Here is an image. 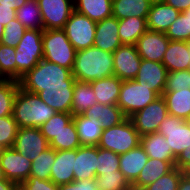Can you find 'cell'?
<instances>
[{
    "label": "cell",
    "mask_w": 190,
    "mask_h": 190,
    "mask_svg": "<svg viewBox=\"0 0 190 190\" xmlns=\"http://www.w3.org/2000/svg\"><path fill=\"white\" fill-rule=\"evenodd\" d=\"M180 13V11L166 4L163 0H154L146 20L147 29L165 33Z\"/></svg>",
    "instance_id": "obj_20"
},
{
    "label": "cell",
    "mask_w": 190,
    "mask_h": 190,
    "mask_svg": "<svg viewBox=\"0 0 190 190\" xmlns=\"http://www.w3.org/2000/svg\"><path fill=\"white\" fill-rule=\"evenodd\" d=\"M43 59L72 71L76 50L63 29L43 30Z\"/></svg>",
    "instance_id": "obj_4"
},
{
    "label": "cell",
    "mask_w": 190,
    "mask_h": 190,
    "mask_svg": "<svg viewBox=\"0 0 190 190\" xmlns=\"http://www.w3.org/2000/svg\"><path fill=\"white\" fill-rule=\"evenodd\" d=\"M57 111L48 106L37 94L19 86L13 105V118L19 128L40 127Z\"/></svg>",
    "instance_id": "obj_2"
},
{
    "label": "cell",
    "mask_w": 190,
    "mask_h": 190,
    "mask_svg": "<svg viewBox=\"0 0 190 190\" xmlns=\"http://www.w3.org/2000/svg\"><path fill=\"white\" fill-rule=\"evenodd\" d=\"M72 75L75 80L83 82L113 76V53L95 46L76 51Z\"/></svg>",
    "instance_id": "obj_1"
},
{
    "label": "cell",
    "mask_w": 190,
    "mask_h": 190,
    "mask_svg": "<svg viewBox=\"0 0 190 190\" xmlns=\"http://www.w3.org/2000/svg\"><path fill=\"white\" fill-rule=\"evenodd\" d=\"M97 103L90 82L75 80L71 113L73 116L82 115Z\"/></svg>",
    "instance_id": "obj_32"
},
{
    "label": "cell",
    "mask_w": 190,
    "mask_h": 190,
    "mask_svg": "<svg viewBox=\"0 0 190 190\" xmlns=\"http://www.w3.org/2000/svg\"><path fill=\"white\" fill-rule=\"evenodd\" d=\"M120 155L98 147V158H97V171L96 176L104 173H116L120 170Z\"/></svg>",
    "instance_id": "obj_41"
},
{
    "label": "cell",
    "mask_w": 190,
    "mask_h": 190,
    "mask_svg": "<svg viewBox=\"0 0 190 190\" xmlns=\"http://www.w3.org/2000/svg\"><path fill=\"white\" fill-rule=\"evenodd\" d=\"M118 28L119 20L114 16L96 22L94 46L113 53L117 48L123 45L118 34Z\"/></svg>",
    "instance_id": "obj_18"
},
{
    "label": "cell",
    "mask_w": 190,
    "mask_h": 190,
    "mask_svg": "<svg viewBox=\"0 0 190 190\" xmlns=\"http://www.w3.org/2000/svg\"><path fill=\"white\" fill-rule=\"evenodd\" d=\"M97 158V146L81 145L77 149L76 158H74V181L95 179L97 171Z\"/></svg>",
    "instance_id": "obj_19"
},
{
    "label": "cell",
    "mask_w": 190,
    "mask_h": 190,
    "mask_svg": "<svg viewBox=\"0 0 190 190\" xmlns=\"http://www.w3.org/2000/svg\"><path fill=\"white\" fill-rule=\"evenodd\" d=\"M165 35L172 41H190V23L188 16L181 12L167 29Z\"/></svg>",
    "instance_id": "obj_42"
},
{
    "label": "cell",
    "mask_w": 190,
    "mask_h": 190,
    "mask_svg": "<svg viewBox=\"0 0 190 190\" xmlns=\"http://www.w3.org/2000/svg\"><path fill=\"white\" fill-rule=\"evenodd\" d=\"M17 184L16 182L5 179L0 181V190H15Z\"/></svg>",
    "instance_id": "obj_54"
},
{
    "label": "cell",
    "mask_w": 190,
    "mask_h": 190,
    "mask_svg": "<svg viewBox=\"0 0 190 190\" xmlns=\"http://www.w3.org/2000/svg\"><path fill=\"white\" fill-rule=\"evenodd\" d=\"M81 146L74 120L66 124L56 137L49 143L55 151L74 150Z\"/></svg>",
    "instance_id": "obj_35"
},
{
    "label": "cell",
    "mask_w": 190,
    "mask_h": 190,
    "mask_svg": "<svg viewBox=\"0 0 190 190\" xmlns=\"http://www.w3.org/2000/svg\"><path fill=\"white\" fill-rule=\"evenodd\" d=\"M19 86L18 81L0 79V117L13 114L14 99Z\"/></svg>",
    "instance_id": "obj_36"
},
{
    "label": "cell",
    "mask_w": 190,
    "mask_h": 190,
    "mask_svg": "<svg viewBox=\"0 0 190 190\" xmlns=\"http://www.w3.org/2000/svg\"><path fill=\"white\" fill-rule=\"evenodd\" d=\"M183 13L188 16L189 23H190V8H188L186 11H183Z\"/></svg>",
    "instance_id": "obj_58"
},
{
    "label": "cell",
    "mask_w": 190,
    "mask_h": 190,
    "mask_svg": "<svg viewBox=\"0 0 190 190\" xmlns=\"http://www.w3.org/2000/svg\"><path fill=\"white\" fill-rule=\"evenodd\" d=\"M140 137L131 119L126 118L116 126L103 129L97 147L120 155L140 145Z\"/></svg>",
    "instance_id": "obj_5"
},
{
    "label": "cell",
    "mask_w": 190,
    "mask_h": 190,
    "mask_svg": "<svg viewBox=\"0 0 190 190\" xmlns=\"http://www.w3.org/2000/svg\"><path fill=\"white\" fill-rule=\"evenodd\" d=\"M157 97L159 95L155 91L139 84L134 79L125 80L121 84L117 105L123 111L124 115L129 118L135 112L145 108Z\"/></svg>",
    "instance_id": "obj_7"
},
{
    "label": "cell",
    "mask_w": 190,
    "mask_h": 190,
    "mask_svg": "<svg viewBox=\"0 0 190 190\" xmlns=\"http://www.w3.org/2000/svg\"><path fill=\"white\" fill-rule=\"evenodd\" d=\"M169 41L164 32L147 30L140 36L135 46L142 59L162 63Z\"/></svg>",
    "instance_id": "obj_15"
},
{
    "label": "cell",
    "mask_w": 190,
    "mask_h": 190,
    "mask_svg": "<svg viewBox=\"0 0 190 190\" xmlns=\"http://www.w3.org/2000/svg\"><path fill=\"white\" fill-rule=\"evenodd\" d=\"M77 149L56 151L55 163L51 167L50 180L60 186L74 181V158Z\"/></svg>",
    "instance_id": "obj_21"
},
{
    "label": "cell",
    "mask_w": 190,
    "mask_h": 190,
    "mask_svg": "<svg viewBox=\"0 0 190 190\" xmlns=\"http://www.w3.org/2000/svg\"><path fill=\"white\" fill-rule=\"evenodd\" d=\"M141 61L135 45H121L113 52L114 76L122 81L135 79Z\"/></svg>",
    "instance_id": "obj_13"
},
{
    "label": "cell",
    "mask_w": 190,
    "mask_h": 190,
    "mask_svg": "<svg viewBox=\"0 0 190 190\" xmlns=\"http://www.w3.org/2000/svg\"><path fill=\"white\" fill-rule=\"evenodd\" d=\"M16 19L24 25L26 29L44 30L37 0H27L26 3L17 9Z\"/></svg>",
    "instance_id": "obj_34"
},
{
    "label": "cell",
    "mask_w": 190,
    "mask_h": 190,
    "mask_svg": "<svg viewBox=\"0 0 190 190\" xmlns=\"http://www.w3.org/2000/svg\"><path fill=\"white\" fill-rule=\"evenodd\" d=\"M157 132L165 137L175 158L190 146V129L181 118L168 115L160 123Z\"/></svg>",
    "instance_id": "obj_10"
},
{
    "label": "cell",
    "mask_w": 190,
    "mask_h": 190,
    "mask_svg": "<svg viewBox=\"0 0 190 190\" xmlns=\"http://www.w3.org/2000/svg\"><path fill=\"white\" fill-rule=\"evenodd\" d=\"M3 180H5V176H4L2 167H1V165H0V181H3Z\"/></svg>",
    "instance_id": "obj_56"
},
{
    "label": "cell",
    "mask_w": 190,
    "mask_h": 190,
    "mask_svg": "<svg viewBox=\"0 0 190 190\" xmlns=\"http://www.w3.org/2000/svg\"><path fill=\"white\" fill-rule=\"evenodd\" d=\"M22 184L28 190H59V186L51 180H41L36 177H29Z\"/></svg>",
    "instance_id": "obj_47"
},
{
    "label": "cell",
    "mask_w": 190,
    "mask_h": 190,
    "mask_svg": "<svg viewBox=\"0 0 190 190\" xmlns=\"http://www.w3.org/2000/svg\"><path fill=\"white\" fill-rule=\"evenodd\" d=\"M190 88V70L168 72L164 91H180Z\"/></svg>",
    "instance_id": "obj_46"
},
{
    "label": "cell",
    "mask_w": 190,
    "mask_h": 190,
    "mask_svg": "<svg viewBox=\"0 0 190 190\" xmlns=\"http://www.w3.org/2000/svg\"><path fill=\"white\" fill-rule=\"evenodd\" d=\"M6 147L0 143V155L5 151Z\"/></svg>",
    "instance_id": "obj_60"
},
{
    "label": "cell",
    "mask_w": 190,
    "mask_h": 190,
    "mask_svg": "<svg viewBox=\"0 0 190 190\" xmlns=\"http://www.w3.org/2000/svg\"><path fill=\"white\" fill-rule=\"evenodd\" d=\"M175 167L184 172H190V146L176 158Z\"/></svg>",
    "instance_id": "obj_49"
},
{
    "label": "cell",
    "mask_w": 190,
    "mask_h": 190,
    "mask_svg": "<svg viewBox=\"0 0 190 190\" xmlns=\"http://www.w3.org/2000/svg\"><path fill=\"white\" fill-rule=\"evenodd\" d=\"M43 30L26 29L16 47L17 81L43 59Z\"/></svg>",
    "instance_id": "obj_6"
},
{
    "label": "cell",
    "mask_w": 190,
    "mask_h": 190,
    "mask_svg": "<svg viewBox=\"0 0 190 190\" xmlns=\"http://www.w3.org/2000/svg\"><path fill=\"white\" fill-rule=\"evenodd\" d=\"M147 30L145 18L129 17L119 20L118 34L122 44L135 45Z\"/></svg>",
    "instance_id": "obj_33"
},
{
    "label": "cell",
    "mask_w": 190,
    "mask_h": 190,
    "mask_svg": "<svg viewBox=\"0 0 190 190\" xmlns=\"http://www.w3.org/2000/svg\"><path fill=\"white\" fill-rule=\"evenodd\" d=\"M97 103L105 105H117L122 80L117 76L91 81Z\"/></svg>",
    "instance_id": "obj_25"
},
{
    "label": "cell",
    "mask_w": 190,
    "mask_h": 190,
    "mask_svg": "<svg viewBox=\"0 0 190 190\" xmlns=\"http://www.w3.org/2000/svg\"><path fill=\"white\" fill-rule=\"evenodd\" d=\"M26 2L27 0H0V7H11L16 11Z\"/></svg>",
    "instance_id": "obj_52"
},
{
    "label": "cell",
    "mask_w": 190,
    "mask_h": 190,
    "mask_svg": "<svg viewBox=\"0 0 190 190\" xmlns=\"http://www.w3.org/2000/svg\"><path fill=\"white\" fill-rule=\"evenodd\" d=\"M59 190H98L95 179L78 180L68 184L60 185Z\"/></svg>",
    "instance_id": "obj_48"
},
{
    "label": "cell",
    "mask_w": 190,
    "mask_h": 190,
    "mask_svg": "<svg viewBox=\"0 0 190 190\" xmlns=\"http://www.w3.org/2000/svg\"><path fill=\"white\" fill-rule=\"evenodd\" d=\"M25 31V26L22 25L16 18L10 20V22L4 26L3 35L0 43L6 46L16 48Z\"/></svg>",
    "instance_id": "obj_44"
},
{
    "label": "cell",
    "mask_w": 190,
    "mask_h": 190,
    "mask_svg": "<svg viewBox=\"0 0 190 190\" xmlns=\"http://www.w3.org/2000/svg\"><path fill=\"white\" fill-rule=\"evenodd\" d=\"M98 190H133L132 185L119 171L116 173H104L96 176Z\"/></svg>",
    "instance_id": "obj_40"
},
{
    "label": "cell",
    "mask_w": 190,
    "mask_h": 190,
    "mask_svg": "<svg viewBox=\"0 0 190 190\" xmlns=\"http://www.w3.org/2000/svg\"><path fill=\"white\" fill-rule=\"evenodd\" d=\"M44 30L63 29L74 11V0H37Z\"/></svg>",
    "instance_id": "obj_11"
},
{
    "label": "cell",
    "mask_w": 190,
    "mask_h": 190,
    "mask_svg": "<svg viewBox=\"0 0 190 190\" xmlns=\"http://www.w3.org/2000/svg\"><path fill=\"white\" fill-rule=\"evenodd\" d=\"M162 64L168 72L190 70L188 42L170 40Z\"/></svg>",
    "instance_id": "obj_22"
},
{
    "label": "cell",
    "mask_w": 190,
    "mask_h": 190,
    "mask_svg": "<svg viewBox=\"0 0 190 190\" xmlns=\"http://www.w3.org/2000/svg\"><path fill=\"white\" fill-rule=\"evenodd\" d=\"M15 190H28L23 184H17Z\"/></svg>",
    "instance_id": "obj_55"
},
{
    "label": "cell",
    "mask_w": 190,
    "mask_h": 190,
    "mask_svg": "<svg viewBox=\"0 0 190 190\" xmlns=\"http://www.w3.org/2000/svg\"><path fill=\"white\" fill-rule=\"evenodd\" d=\"M12 148L32 162L49 148V142L39 127L19 128Z\"/></svg>",
    "instance_id": "obj_12"
},
{
    "label": "cell",
    "mask_w": 190,
    "mask_h": 190,
    "mask_svg": "<svg viewBox=\"0 0 190 190\" xmlns=\"http://www.w3.org/2000/svg\"><path fill=\"white\" fill-rule=\"evenodd\" d=\"M83 115L99 120L103 129L116 126L127 118L118 105L100 103L90 107Z\"/></svg>",
    "instance_id": "obj_29"
},
{
    "label": "cell",
    "mask_w": 190,
    "mask_h": 190,
    "mask_svg": "<svg viewBox=\"0 0 190 190\" xmlns=\"http://www.w3.org/2000/svg\"><path fill=\"white\" fill-rule=\"evenodd\" d=\"M5 179L22 184L30 177L32 162L14 148H6L0 155Z\"/></svg>",
    "instance_id": "obj_14"
},
{
    "label": "cell",
    "mask_w": 190,
    "mask_h": 190,
    "mask_svg": "<svg viewBox=\"0 0 190 190\" xmlns=\"http://www.w3.org/2000/svg\"><path fill=\"white\" fill-rule=\"evenodd\" d=\"M168 70L161 62L142 59L135 81L155 91L159 96L164 93Z\"/></svg>",
    "instance_id": "obj_16"
},
{
    "label": "cell",
    "mask_w": 190,
    "mask_h": 190,
    "mask_svg": "<svg viewBox=\"0 0 190 190\" xmlns=\"http://www.w3.org/2000/svg\"><path fill=\"white\" fill-rule=\"evenodd\" d=\"M174 166L168 161L149 158L138 178L131 184L133 190H142L147 185L154 183L161 176L170 172Z\"/></svg>",
    "instance_id": "obj_28"
},
{
    "label": "cell",
    "mask_w": 190,
    "mask_h": 190,
    "mask_svg": "<svg viewBox=\"0 0 190 190\" xmlns=\"http://www.w3.org/2000/svg\"><path fill=\"white\" fill-rule=\"evenodd\" d=\"M184 173L181 169L174 167L170 172L161 176L154 183L147 185L142 190H178L181 176Z\"/></svg>",
    "instance_id": "obj_43"
},
{
    "label": "cell",
    "mask_w": 190,
    "mask_h": 190,
    "mask_svg": "<svg viewBox=\"0 0 190 190\" xmlns=\"http://www.w3.org/2000/svg\"><path fill=\"white\" fill-rule=\"evenodd\" d=\"M16 18V11L11 7H0V23L6 25Z\"/></svg>",
    "instance_id": "obj_50"
},
{
    "label": "cell",
    "mask_w": 190,
    "mask_h": 190,
    "mask_svg": "<svg viewBox=\"0 0 190 190\" xmlns=\"http://www.w3.org/2000/svg\"><path fill=\"white\" fill-rule=\"evenodd\" d=\"M63 30L76 51L94 46L96 22L75 10Z\"/></svg>",
    "instance_id": "obj_8"
},
{
    "label": "cell",
    "mask_w": 190,
    "mask_h": 190,
    "mask_svg": "<svg viewBox=\"0 0 190 190\" xmlns=\"http://www.w3.org/2000/svg\"><path fill=\"white\" fill-rule=\"evenodd\" d=\"M56 151L49 147L42 152L34 161H32V167L30 177H36L41 180H50L51 167L55 163Z\"/></svg>",
    "instance_id": "obj_37"
},
{
    "label": "cell",
    "mask_w": 190,
    "mask_h": 190,
    "mask_svg": "<svg viewBox=\"0 0 190 190\" xmlns=\"http://www.w3.org/2000/svg\"><path fill=\"white\" fill-rule=\"evenodd\" d=\"M185 124L188 126L190 129V115L184 120Z\"/></svg>",
    "instance_id": "obj_57"
},
{
    "label": "cell",
    "mask_w": 190,
    "mask_h": 190,
    "mask_svg": "<svg viewBox=\"0 0 190 190\" xmlns=\"http://www.w3.org/2000/svg\"><path fill=\"white\" fill-rule=\"evenodd\" d=\"M73 91L74 85L44 86L37 95L57 112L71 113Z\"/></svg>",
    "instance_id": "obj_17"
},
{
    "label": "cell",
    "mask_w": 190,
    "mask_h": 190,
    "mask_svg": "<svg viewBox=\"0 0 190 190\" xmlns=\"http://www.w3.org/2000/svg\"><path fill=\"white\" fill-rule=\"evenodd\" d=\"M168 109L162 96L157 97L145 108L135 112L129 118L140 136L158 131L160 123L167 117Z\"/></svg>",
    "instance_id": "obj_9"
},
{
    "label": "cell",
    "mask_w": 190,
    "mask_h": 190,
    "mask_svg": "<svg viewBox=\"0 0 190 190\" xmlns=\"http://www.w3.org/2000/svg\"><path fill=\"white\" fill-rule=\"evenodd\" d=\"M72 71L53 62L42 59L19 81L20 87L38 94L41 87L54 85H74Z\"/></svg>",
    "instance_id": "obj_3"
},
{
    "label": "cell",
    "mask_w": 190,
    "mask_h": 190,
    "mask_svg": "<svg viewBox=\"0 0 190 190\" xmlns=\"http://www.w3.org/2000/svg\"><path fill=\"white\" fill-rule=\"evenodd\" d=\"M188 49L190 50V41H188Z\"/></svg>",
    "instance_id": "obj_61"
},
{
    "label": "cell",
    "mask_w": 190,
    "mask_h": 190,
    "mask_svg": "<svg viewBox=\"0 0 190 190\" xmlns=\"http://www.w3.org/2000/svg\"><path fill=\"white\" fill-rule=\"evenodd\" d=\"M154 0H112V16L118 20L140 17L147 20Z\"/></svg>",
    "instance_id": "obj_27"
},
{
    "label": "cell",
    "mask_w": 190,
    "mask_h": 190,
    "mask_svg": "<svg viewBox=\"0 0 190 190\" xmlns=\"http://www.w3.org/2000/svg\"><path fill=\"white\" fill-rule=\"evenodd\" d=\"M16 48L0 43V79L17 81Z\"/></svg>",
    "instance_id": "obj_38"
},
{
    "label": "cell",
    "mask_w": 190,
    "mask_h": 190,
    "mask_svg": "<svg viewBox=\"0 0 190 190\" xmlns=\"http://www.w3.org/2000/svg\"><path fill=\"white\" fill-rule=\"evenodd\" d=\"M73 120L81 145L97 146L103 132L101 122L83 114L73 116Z\"/></svg>",
    "instance_id": "obj_26"
},
{
    "label": "cell",
    "mask_w": 190,
    "mask_h": 190,
    "mask_svg": "<svg viewBox=\"0 0 190 190\" xmlns=\"http://www.w3.org/2000/svg\"><path fill=\"white\" fill-rule=\"evenodd\" d=\"M3 30H4V25H2V24L0 23V41H1V39H2Z\"/></svg>",
    "instance_id": "obj_59"
},
{
    "label": "cell",
    "mask_w": 190,
    "mask_h": 190,
    "mask_svg": "<svg viewBox=\"0 0 190 190\" xmlns=\"http://www.w3.org/2000/svg\"><path fill=\"white\" fill-rule=\"evenodd\" d=\"M148 155L141 145L132 150L120 154V172L125 176L130 184H132L139 176L141 170L148 162Z\"/></svg>",
    "instance_id": "obj_23"
},
{
    "label": "cell",
    "mask_w": 190,
    "mask_h": 190,
    "mask_svg": "<svg viewBox=\"0 0 190 190\" xmlns=\"http://www.w3.org/2000/svg\"><path fill=\"white\" fill-rule=\"evenodd\" d=\"M18 129V124L13 115L0 117V143L6 148L13 147Z\"/></svg>",
    "instance_id": "obj_45"
},
{
    "label": "cell",
    "mask_w": 190,
    "mask_h": 190,
    "mask_svg": "<svg viewBox=\"0 0 190 190\" xmlns=\"http://www.w3.org/2000/svg\"><path fill=\"white\" fill-rule=\"evenodd\" d=\"M168 114L185 120L190 115V88L178 91H164Z\"/></svg>",
    "instance_id": "obj_31"
},
{
    "label": "cell",
    "mask_w": 190,
    "mask_h": 190,
    "mask_svg": "<svg viewBox=\"0 0 190 190\" xmlns=\"http://www.w3.org/2000/svg\"><path fill=\"white\" fill-rule=\"evenodd\" d=\"M178 190H190V172H185L181 176Z\"/></svg>",
    "instance_id": "obj_53"
},
{
    "label": "cell",
    "mask_w": 190,
    "mask_h": 190,
    "mask_svg": "<svg viewBox=\"0 0 190 190\" xmlns=\"http://www.w3.org/2000/svg\"><path fill=\"white\" fill-rule=\"evenodd\" d=\"M140 145L143 147L149 158L168 161L175 167L176 158L173 156L165 137L159 132L141 136Z\"/></svg>",
    "instance_id": "obj_24"
},
{
    "label": "cell",
    "mask_w": 190,
    "mask_h": 190,
    "mask_svg": "<svg viewBox=\"0 0 190 190\" xmlns=\"http://www.w3.org/2000/svg\"><path fill=\"white\" fill-rule=\"evenodd\" d=\"M74 10L99 22L112 16V0H74Z\"/></svg>",
    "instance_id": "obj_30"
},
{
    "label": "cell",
    "mask_w": 190,
    "mask_h": 190,
    "mask_svg": "<svg viewBox=\"0 0 190 190\" xmlns=\"http://www.w3.org/2000/svg\"><path fill=\"white\" fill-rule=\"evenodd\" d=\"M163 1L180 12L186 11L188 8H190V0H163Z\"/></svg>",
    "instance_id": "obj_51"
},
{
    "label": "cell",
    "mask_w": 190,
    "mask_h": 190,
    "mask_svg": "<svg viewBox=\"0 0 190 190\" xmlns=\"http://www.w3.org/2000/svg\"><path fill=\"white\" fill-rule=\"evenodd\" d=\"M73 119L72 113L56 112L48 121L39 128L42 135L50 143L56 135Z\"/></svg>",
    "instance_id": "obj_39"
}]
</instances>
